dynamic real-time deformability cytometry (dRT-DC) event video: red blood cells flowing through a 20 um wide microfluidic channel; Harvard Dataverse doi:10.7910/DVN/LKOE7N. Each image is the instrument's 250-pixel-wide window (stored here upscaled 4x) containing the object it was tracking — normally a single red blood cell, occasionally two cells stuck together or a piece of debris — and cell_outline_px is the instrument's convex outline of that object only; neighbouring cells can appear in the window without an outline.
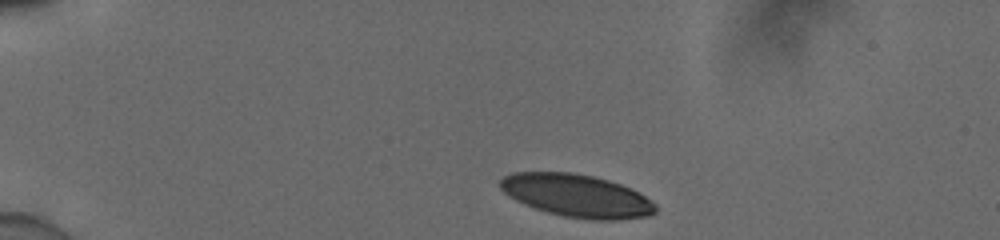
{"species": "human", "species_latin": "Homo sapiens", "temperature_condition": "cold", "stored_images_in_passage": 38, "camera_frame_rate_fps": 3000, "um_per_image_px": 0.085, "donor": {"sex": "male"}, "frame": {"image": 1, "passage_image": 1, "time_ms": 0.0, "image_size_px": [1000, 240], "cell_outline_px": [[656, 212], [648, 216], [620, 220], [588, 220], [564, 216], [548, 212], [524, 204], [508, 196], [500, 188], [500, 180], [504, 176], [512, 172], [572, 172], [592, 176], [608, 180], [620, 184], [644, 196], [656, 204]], "centroid_in_image_um": [49.01, 16.64], "position_along_channel_um": 36.0, "area_um2": 38.61}}
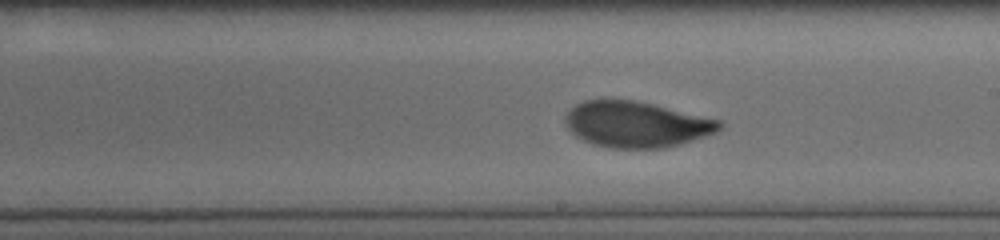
{"frame": {"image": 2, "passage_image": 22, "time_ms": 7.0, "image_size_px": [1000, 240], "cell_outline_px": [[724, 128], [716, 132], [680, 144], [664, 148], [612, 148], [592, 144], [576, 136], [568, 128], [564, 120], [564, 116], [576, 104], [584, 100], [632, 100], [652, 104], [720, 120], [724, 124]], "centroid_in_image_um": [54.09, 10.58], "position_along_channel_um": 234.9, "area_um2": 40.98}}
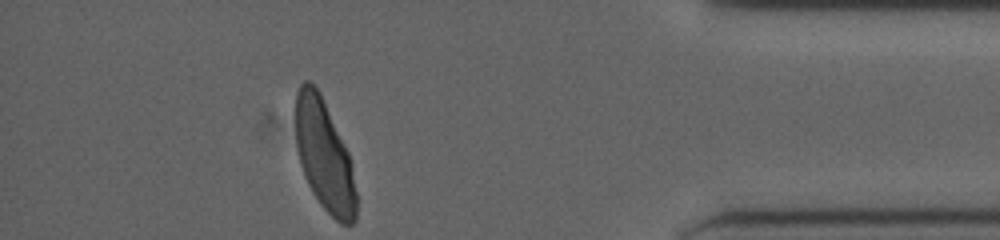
{"frame": {"image": 3, "passage_image": 38, "time_ms": 12.333, "image_size_px": [1000, 240], "cell_outline_px": [[356, 220], [352, 224], [340, 224], [320, 204], [312, 192], [308, 184], [300, 164], [296, 144], [296, 92], [300, 84], [304, 80], [308, 80], [320, 92], [348, 152], [356, 192]], "centroid_in_image_um": [27.55, 13.23], "position_along_channel_um": 407.6, "area_um2": 38.84}, "authors_computed_cell_mechanics": {"area_um2": 41.1825, "velocity_mm_per_s": 3.8842, "shape_relaxation_time_tau1_ms": 3.6265, "shape_relaxation_time_tau2_ms": 0.8123, "deformation_change_tau1": 0.157, "deformation_change_tau2": 0.053}}